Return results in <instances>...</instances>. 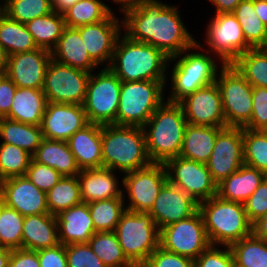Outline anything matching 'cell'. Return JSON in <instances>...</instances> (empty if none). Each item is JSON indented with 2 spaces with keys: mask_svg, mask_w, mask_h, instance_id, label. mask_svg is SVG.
Instances as JSON below:
<instances>
[{
  "mask_svg": "<svg viewBox=\"0 0 267 267\" xmlns=\"http://www.w3.org/2000/svg\"><path fill=\"white\" fill-rule=\"evenodd\" d=\"M162 0H138L123 7V30L131 40L161 50L167 57L180 55L197 40L181 18L179 6Z\"/></svg>",
  "mask_w": 267,
  "mask_h": 267,
  "instance_id": "6da1fadb",
  "label": "cell"
},
{
  "mask_svg": "<svg viewBox=\"0 0 267 267\" xmlns=\"http://www.w3.org/2000/svg\"><path fill=\"white\" fill-rule=\"evenodd\" d=\"M197 41L180 55L173 56L169 59L167 72H170L165 87L170 89L169 95L165 97L166 101L179 103L186 96L196 90L210 85L216 81L218 71L223 67V63L216 59L215 55L205 50L201 42ZM200 50V51H199ZM219 63H218V62ZM171 62H175L170 70ZM221 65V66H218ZM171 84H169V80Z\"/></svg>",
  "mask_w": 267,
  "mask_h": 267,
  "instance_id": "7a4b0ae2",
  "label": "cell"
},
{
  "mask_svg": "<svg viewBox=\"0 0 267 267\" xmlns=\"http://www.w3.org/2000/svg\"><path fill=\"white\" fill-rule=\"evenodd\" d=\"M169 59L154 46L131 40L123 33L116 42L109 68L123 82L167 81Z\"/></svg>",
  "mask_w": 267,
  "mask_h": 267,
  "instance_id": "3957f363",
  "label": "cell"
},
{
  "mask_svg": "<svg viewBox=\"0 0 267 267\" xmlns=\"http://www.w3.org/2000/svg\"><path fill=\"white\" fill-rule=\"evenodd\" d=\"M187 121L179 103L164 101L142 127L152 163H165L180 155Z\"/></svg>",
  "mask_w": 267,
  "mask_h": 267,
  "instance_id": "277c9868",
  "label": "cell"
},
{
  "mask_svg": "<svg viewBox=\"0 0 267 267\" xmlns=\"http://www.w3.org/2000/svg\"><path fill=\"white\" fill-rule=\"evenodd\" d=\"M103 168L120 174L150 165L142 127L101 125Z\"/></svg>",
  "mask_w": 267,
  "mask_h": 267,
  "instance_id": "5b68a950",
  "label": "cell"
},
{
  "mask_svg": "<svg viewBox=\"0 0 267 267\" xmlns=\"http://www.w3.org/2000/svg\"><path fill=\"white\" fill-rule=\"evenodd\" d=\"M205 230L212 245L230 246L252 233L244 204L214 196L198 203Z\"/></svg>",
  "mask_w": 267,
  "mask_h": 267,
  "instance_id": "8992f818",
  "label": "cell"
},
{
  "mask_svg": "<svg viewBox=\"0 0 267 267\" xmlns=\"http://www.w3.org/2000/svg\"><path fill=\"white\" fill-rule=\"evenodd\" d=\"M165 85L166 81H122L116 125L143 127L166 100Z\"/></svg>",
  "mask_w": 267,
  "mask_h": 267,
  "instance_id": "52a82bcc",
  "label": "cell"
},
{
  "mask_svg": "<svg viewBox=\"0 0 267 267\" xmlns=\"http://www.w3.org/2000/svg\"><path fill=\"white\" fill-rule=\"evenodd\" d=\"M126 258L141 267L159 247L158 229L149 212L125 210L114 231Z\"/></svg>",
  "mask_w": 267,
  "mask_h": 267,
  "instance_id": "ba28073f",
  "label": "cell"
},
{
  "mask_svg": "<svg viewBox=\"0 0 267 267\" xmlns=\"http://www.w3.org/2000/svg\"><path fill=\"white\" fill-rule=\"evenodd\" d=\"M121 83L109 67L91 73L82 104L89 123L116 125Z\"/></svg>",
  "mask_w": 267,
  "mask_h": 267,
  "instance_id": "9c48e42d",
  "label": "cell"
},
{
  "mask_svg": "<svg viewBox=\"0 0 267 267\" xmlns=\"http://www.w3.org/2000/svg\"><path fill=\"white\" fill-rule=\"evenodd\" d=\"M219 88L226 126L244 127L252 117L253 87L232 65H223L218 71Z\"/></svg>",
  "mask_w": 267,
  "mask_h": 267,
  "instance_id": "30bf717a",
  "label": "cell"
},
{
  "mask_svg": "<svg viewBox=\"0 0 267 267\" xmlns=\"http://www.w3.org/2000/svg\"><path fill=\"white\" fill-rule=\"evenodd\" d=\"M122 176L120 182L123 188L125 187L123 199L127 202L125 209L133 212H149L160 189L167 182L163 163H151L144 168L124 173Z\"/></svg>",
  "mask_w": 267,
  "mask_h": 267,
  "instance_id": "8fae6325",
  "label": "cell"
},
{
  "mask_svg": "<svg viewBox=\"0 0 267 267\" xmlns=\"http://www.w3.org/2000/svg\"><path fill=\"white\" fill-rule=\"evenodd\" d=\"M211 245L198 210L192 216L160 229V247L192 260Z\"/></svg>",
  "mask_w": 267,
  "mask_h": 267,
  "instance_id": "7c38bea8",
  "label": "cell"
},
{
  "mask_svg": "<svg viewBox=\"0 0 267 267\" xmlns=\"http://www.w3.org/2000/svg\"><path fill=\"white\" fill-rule=\"evenodd\" d=\"M205 30L206 45L203 48L217 56L224 65L232 64L241 54L251 49L245 41L237 18L232 13L215 14Z\"/></svg>",
  "mask_w": 267,
  "mask_h": 267,
  "instance_id": "4fadbf2b",
  "label": "cell"
},
{
  "mask_svg": "<svg viewBox=\"0 0 267 267\" xmlns=\"http://www.w3.org/2000/svg\"><path fill=\"white\" fill-rule=\"evenodd\" d=\"M91 73L51 59L44 78L47 102L82 105Z\"/></svg>",
  "mask_w": 267,
  "mask_h": 267,
  "instance_id": "5bb4252c",
  "label": "cell"
},
{
  "mask_svg": "<svg viewBox=\"0 0 267 267\" xmlns=\"http://www.w3.org/2000/svg\"><path fill=\"white\" fill-rule=\"evenodd\" d=\"M164 166L167 181L183 190L197 203L217 195V184L205 163L177 156L167 160Z\"/></svg>",
  "mask_w": 267,
  "mask_h": 267,
  "instance_id": "9a60e30c",
  "label": "cell"
},
{
  "mask_svg": "<svg viewBox=\"0 0 267 267\" xmlns=\"http://www.w3.org/2000/svg\"><path fill=\"white\" fill-rule=\"evenodd\" d=\"M244 164L243 127H223L217 134L206 163L212 179L219 184Z\"/></svg>",
  "mask_w": 267,
  "mask_h": 267,
  "instance_id": "2e32d148",
  "label": "cell"
},
{
  "mask_svg": "<svg viewBox=\"0 0 267 267\" xmlns=\"http://www.w3.org/2000/svg\"><path fill=\"white\" fill-rule=\"evenodd\" d=\"M122 28V17L120 20L113 11L105 20L94 24L82 25L76 29L80 32L90 58L99 67H109L116 42L122 34Z\"/></svg>",
  "mask_w": 267,
  "mask_h": 267,
  "instance_id": "e0dca14e",
  "label": "cell"
},
{
  "mask_svg": "<svg viewBox=\"0 0 267 267\" xmlns=\"http://www.w3.org/2000/svg\"><path fill=\"white\" fill-rule=\"evenodd\" d=\"M179 104L188 124L227 127L221 94L216 82L196 90Z\"/></svg>",
  "mask_w": 267,
  "mask_h": 267,
  "instance_id": "ac0fdd59",
  "label": "cell"
},
{
  "mask_svg": "<svg viewBox=\"0 0 267 267\" xmlns=\"http://www.w3.org/2000/svg\"><path fill=\"white\" fill-rule=\"evenodd\" d=\"M0 201L22 216L49 213L46 193L26 176L10 177L0 181Z\"/></svg>",
  "mask_w": 267,
  "mask_h": 267,
  "instance_id": "d6986e66",
  "label": "cell"
},
{
  "mask_svg": "<svg viewBox=\"0 0 267 267\" xmlns=\"http://www.w3.org/2000/svg\"><path fill=\"white\" fill-rule=\"evenodd\" d=\"M88 123L83 105L47 102L41 130L44 138L67 141Z\"/></svg>",
  "mask_w": 267,
  "mask_h": 267,
  "instance_id": "ffe728a7",
  "label": "cell"
},
{
  "mask_svg": "<svg viewBox=\"0 0 267 267\" xmlns=\"http://www.w3.org/2000/svg\"><path fill=\"white\" fill-rule=\"evenodd\" d=\"M51 59V52L41 48L9 55L5 74L17 87L42 89Z\"/></svg>",
  "mask_w": 267,
  "mask_h": 267,
  "instance_id": "44dd1931",
  "label": "cell"
},
{
  "mask_svg": "<svg viewBox=\"0 0 267 267\" xmlns=\"http://www.w3.org/2000/svg\"><path fill=\"white\" fill-rule=\"evenodd\" d=\"M198 210V203L180 188L168 181L160 189L149 211L158 229L192 216Z\"/></svg>",
  "mask_w": 267,
  "mask_h": 267,
  "instance_id": "7402d4cb",
  "label": "cell"
},
{
  "mask_svg": "<svg viewBox=\"0 0 267 267\" xmlns=\"http://www.w3.org/2000/svg\"><path fill=\"white\" fill-rule=\"evenodd\" d=\"M116 171L108 168L81 170L77 175L81 201L90 203L112 198H123V187ZM120 186V187H119Z\"/></svg>",
  "mask_w": 267,
  "mask_h": 267,
  "instance_id": "603a6c76",
  "label": "cell"
},
{
  "mask_svg": "<svg viewBox=\"0 0 267 267\" xmlns=\"http://www.w3.org/2000/svg\"><path fill=\"white\" fill-rule=\"evenodd\" d=\"M67 143L80 170L103 168L100 124L88 123Z\"/></svg>",
  "mask_w": 267,
  "mask_h": 267,
  "instance_id": "cb8c5ba5",
  "label": "cell"
},
{
  "mask_svg": "<svg viewBox=\"0 0 267 267\" xmlns=\"http://www.w3.org/2000/svg\"><path fill=\"white\" fill-rule=\"evenodd\" d=\"M58 239L63 245L88 243L96 233L88 204L81 202L56 215Z\"/></svg>",
  "mask_w": 267,
  "mask_h": 267,
  "instance_id": "d4e9b609",
  "label": "cell"
},
{
  "mask_svg": "<svg viewBox=\"0 0 267 267\" xmlns=\"http://www.w3.org/2000/svg\"><path fill=\"white\" fill-rule=\"evenodd\" d=\"M60 244L56 216L50 213L24 216L21 248L40 250Z\"/></svg>",
  "mask_w": 267,
  "mask_h": 267,
  "instance_id": "484cf974",
  "label": "cell"
},
{
  "mask_svg": "<svg viewBox=\"0 0 267 267\" xmlns=\"http://www.w3.org/2000/svg\"><path fill=\"white\" fill-rule=\"evenodd\" d=\"M51 58L58 63L85 70L98 71V65L90 58L76 28L65 27L58 43L51 51Z\"/></svg>",
  "mask_w": 267,
  "mask_h": 267,
  "instance_id": "4316f807",
  "label": "cell"
},
{
  "mask_svg": "<svg viewBox=\"0 0 267 267\" xmlns=\"http://www.w3.org/2000/svg\"><path fill=\"white\" fill-rule=\"evenodd\" d=\"M265 177L263 172L243 164L236 172L217 184V196L244 204Z\"/></svg>",
  "mask_w": 267,
  "mask_h": 267,
  "instance_id": "83f0119b",
  "label": "cell"
},
{
  "mask_svg": "<svg viewBox=\"0 0 267 267\" xmlns=\"http://www.w3.org/2000/svg\"><path fill=\"white\" fill-rule=\"evenodd\" d=\"M46 104L47 99L42 89L17 87L6 118L41 126Z\"/></svg>",
  "mask_w": 267,
  "mask_h": 267,
  "instance_id": "f1b7e54d",
  "label": "cell"
},
{
  "mask_svg": "<svg viewBox=\"0 0 267 267\" xmlns=\"http://www.w3.org/2000/svg\"><path fill=\"white\" fill-rule=\"evenodd\" d=\"M32 159L54 168L62 176H77L81 171L67 141L43 138Z\"/></svg>",
  "mask_w": 267,
  "mask_h": 267,
  "instance_id": "f546056e",
  "label": "cell"
},
{
  "mask_svg": "<svg viewBox=\"0 0 267 267\" xmlns=\"http://www.w3.org/2000/svg\"><path fill=\"white\" fill-rule=\"evenodd\" d=\"M222 128L187 124L179 156L206 164Z\"/></svg>",
  "mask_w": 267,
  "mask_h": 267,
  "instance_id": "4dcf8cb0",
  "label": "cell"
},
{
  "mask_svg": "<svg viewBox=\"0 0 267 267\" xmlns=\"http://www.w3.org/2000/svg\"><path fill=\"white\" fill-rule=\"evenodd\" d=\"M41 126L0 119V142L20 147L33 155L43 140Z\"/></svg>",
  "mask_w": 267,
  "mask_h": 267,
  "instance_id": "1f68e13d",
  "label": "cell"
},
{
  "mask_svg": "<svg viewBox=\"0 0 267 267\" xmlns=\"http://www.w3.org/2000/svg\"><path fill=\"white\" fill-rule=\"evenodd\" d=\"M0 45L8 56L38 48L26 25L9 18L3 12H0Z\"/></svg>",
  "mask_w": 267,
  "mask_h": 267,
  "instance_id": "d6a6232c",
  "label": "cell"
},
{
  "mask_svg": "<svg viewBox=\"0 0 267 267\" xmlns=\"http://www.w3.org/2000/svg\"><path fill=\"white\" fill-rule=\"evenodd\" d=\"M25 25L32 34L37 47L50 52L55 48L66 27L64 16L53 11L31 20Z\"/></svg>",
  "mask_w": 267,
  "mask_h": 267,
  "instance_id": "836d02e7",
  "label": "cell"
},
{
  "mask_svg": "<svg viewBox=\"0 0 267 267\" xmlns=\"http://www.w3.org/2000/svg\"><path fill=\"white\" fill-rule=\"evenodd\" d=\"M232 14L237 18L251 48H267V26L254 10V0H242Z\"/></svg>",
  "mask_w": 267,
  "mask_h": 267,
  "instance_id": "e575fe53",
  "label": "cell"
},
{
  "mask_svg": "<svg viewBox=\"0 0 267 267\" xmlns=\"http://www.w3.org/2000/svg\"><path fill=\"white\" fill-rule=\"evenodd\" d=\"M232 65L252 87L267 88V48H251Z\"/></svg>",
  "mask_w": 267,
  "mask_h": 267,
  "instance_id": "d590c367",
  "label": "cell"
},
{
  "mask_svg": "<svg viewBox=\"0 0 267 267\" xmlns=\"http://www.w3.org/2000/svg\"><path fill=\"white\" fill-rule=\"evenodd\" d=\"M101 0H79L64 14L65 26L77 28L105 20L113 8Z\"/></svg>",
  "mask_w": 267,
  "mask_h": 267,
  "instance_id": "8d00e7d4",
  "label": "cell"
},
{
  "mask_svg": "<svg viewBox=\"0 0 267 267\" xmlns=\"http://www.w3.org/2000/svg\"><path fill=\"white\" fill-rule=\"evenodd\" d=\"M229 247L235 267H267V242L253 233Z\"/></svg>",
  "mask_w": 267,
  "mask_h": 267,
  "instance_id": "74e56055",
  "label": "cell"
},
{
  "mask_svg": "<svg viewBox=\"0 0 267 267\" xmlns=\"http://www.w3.org/2000/svg\"><path fill=\"white\" fill-rule=\"evenodd\" d=\"M49 213L58 215L61 211L81 203L80 184L77 176H63L47 193Z\"/></svg>",
  "mask_w": 267,
  "mask_h": 267,
  "instance_id": "f35d334b",
  "label": "cell"
},
{
  "mask_svg": "<svg viewBox=\"0 0 267 267\" xmlns=\"http://www.w3.org/2000/svg\"><path fill=\"white\" fill-rule=\"evenodd\" d=\"M88 244L107 267H135L126 258L114 231L96 232Z\"/></svg>",
  "mask_w": 267,
  "mask_h": 267,
  "instance_id": "ab89813d",
  "label": "cell"
},
{
  "mask_svg": "<svg viewBox=\"0 0 267 267\" xmlns=\"http://www.w3.org/2000/svg\"><path fill=\"white\" fill-rule=\"evenodd\" d=\"M96 232H113L125 209L123 198H112L88 203Z\"/></svg>",
  "mask_w": 267,
  "mask_h": 267,
  "instance_id": "60d3db41",
  "label": "cell"
},
{
  "mask_svg": "<svg viewBox=\"0 0 267 267\" xmlns=\"http://www.w3.org/2000/svg\"><path fill=\"white\" fill-rule=\"evenodd\" d=\"M24 216L0 201V247L19 249Z\"/></svg>",
  "mask_w": 267,
  "mask_h": 267,
  "instance_id": "b9f144b4",
  "label": "cell"
},
{
  "mask_svg": "<svg viewBox=\"0 0 267 267\" xmlns=\"http://www.w3.org/2000/svg\"><path fill=\"white\" fill-rule=\"evenodd\" d=\"M244 164L267 176V137L259 130L243 128Z\"/></svg>",
  "mask_w": 267,
  "mask_h": 267,
  "instance_id": "7bdbcfd3",
  "label": "cell"
},
{
  "mask_svg": "<svg viewBox=\"0 0 267 267\" xmlns=\"http://www.w3.org/2000/svg\"><path fill=\"white\" fill-rule=\"evenodd\" d=\"M32 155L12 144L0 143V181L25 176Z\"/></svg>",
  "mask_w": 267,
  "mask_h": 267,
  "instance_id": "ee69618b",
  "label": "cell"
},
{
  "mask_svg": "<svg viewBox=\"0 0 267 267\" xmlns=\"http://www.w3.org/2000/svg\"><path fill=\"white\" fill-rule=\"evenodd\" d=\"M50 12L51 0H4L3 13L23 24Z\"/></svg>",
  "mask_w": 267,
  "mask_h": 267,
  "instance_id": "f6af8a7d",
  "label": "cell"
},
{
  "mask_svg": "<svg viewBox=\"0 0 267 267\" xmlns=\"http://www.w3.org/2000/svg\"><path fill=\"white\" fill-rule=\"evenodd\" d=\"M65 246L68 267H107L92 251L88 243H74Z\"/></svg>",
  "mask_w": 267,
  "mask_h": 267,
  "instance_id": "bcb514c9",
  "label": "cell"
},
{
  "mask_svg": "<svg viewBox=\"0 0 267 267\" xmlns=\"http://www.w3.org/2000/svg\"><path fill=\"white\" fill-rule=\"evenodd\" d=\"M25 176L41 191L47 193L63 177L54 168L31 159Z\"/></svg>",
  "mask_w": 267,
  "mask_h": 267,
  "instance_id": "7dc6e473",
  "label": "cell"
},
{
  "mask_svg": "<svg viewBox=\"0 0 267 267\" xmlns=\"http://www.w3.org/2000/svg\"><path fill=\"white\" fill-rule=\"evenodd\" d=\"M194 267H235V261L229 246L211 245L194 260Z\"/></svg>",
  "mask_w": 267,
  "mask_h": 267,
  "instance_id": "c3c4849f",
  "label": "cell"
},
{
  "mask_svg": "<svg viewBox=\"0 0 267 267\" xmlns=\"http://www.w3.org/2000/svg\"><path fill=\"white\" fill-rule=\"evenodd\" d=\"M141 267H194V260L158 247Z\"/></svg>",
  "mask_w": 267,
  "mask_h": 267,
  "instance_id": "681fc988",
  "label": "cell"
},
{
  "mask_svg": "<svg viewBox=\"0 0 267 267\" xmlns=\"http://www.w3.org/2000/svg\"><path fill=\"white\" fill-rule=\"evenodd\" d=\"M252 102V117L243 128L259 130L267 123V88L253 87Z\"/></svg>",
  "mask_w": 267,
  "mask_h": 267,
  "instance_id": "f907efd6",
  "label": "cell"
},
{
  "mask_svg": "<svg viewBox=\"0 0 267 267\" xmlns=\"http://www.w3.org/2000/svg\"><path fill=\"white\" fill-rule=\"evenodd\" d=\"M248 220L253 223L267 211V176L244 203Z\"/></svg>",
  "mask_w": 267,
  "mask_h": 267,
  "instance_id": "816d5d0a",
  "label": "cell"
},
{
  "mask_svg": "<svg viewBox=\"0 0 267 267\" xmlns=\"http://www.w3.org/2000/svg\"><path fill=\"white\" fill-rule=\"evenodd\" d=\"M40 267H68L66 246L58 244L51 248L37 250Z\"/></svg>",
  "mask_w": 267,
  "mask_h": 267,
  "instance_id": "f5cc1de1",
  "label": "cell"
},
{
  "mask_svg": "<svg viewBox=\"0 0 267 267\" xmlns=\"http://www.w3.org/2000/svg\"><path fill=\"white\" fill-rule=\"evenodd\" d=\"M16 88L6 74H0V119L9 114Z\"/></svg>",
  "mask_w": 267,
  "mask_h": 267,
  "instance_id": "db71d44e",
  "label": "cell"
},
{
  "mask_svg": "<svg viewBox=\"0 0 267 267\" xmlns=\"http://www.w3.org/2000/svg\"><path fill=\"white\" fill-rule=\"evenodd\" d=\"M8 267H40L37 252L23 248L11 250Z\"/></svg>",
  "mask_w": 267,
  "mask_h": 267,
  "instance_id": "11a10c76",
  "label": "cell"
},
{
  "mask_svg": "<svg viewBox=\"0 0 267 267\" xmlns=\"http://www.w3.org/2000/svg\"><path fill=\"white\" fill-rule=\"evenodd\" d=\"M242 0H209L211 5L215 7V14L232 13Z\"/></svg>",
  "mask_w": 267,
  "mask_h": 267,
  "instance_id": "9f6ffc18",
  "label": "cell"
},
{
  "mask_svg": "<svg viewBox=\"0 0 267 267\" xmlns=\"http://www.w3.org/2000/svg\"><path fill=\"white\" fill-rule=\"evenodd\" d=\"M252 233L267 242V211L252 223Z\"/></svg>",
  "mask_w": 267,
  "mask_h": 267,
  "instance_id": "6f0895ef",
  "label": "cell"
},
{
  "mask_svg": "<svg viewBox=\"0 0 267 267\" xmlns=\"http://www.w3.org/2000/svg\"><path fill=\"white\" fill-rule=\"evenodd\" d=\"M79 0H51V9L58 14H64Z\"/></svg>",
  "mask_w": 267,
  "mask_h": 267,
  "instance_id": "680465c9",
  "label": "cell"
},
{
  "mask_svg": "<svg viewBox=\"0 0 267 267\" xmlns=\"http://www.w3.org/2000/svg\"><path fill=\"white\" fill-rule=\"evenodd\" d=\"M254 10L262 23L267 26V0H254Z\"/></svg>",
  "mask_w": 267,
  "mask_h": 267,
  "instance_id": "91938a15",
  "label": "cell"
},
{
  "mask_svg": "<svg viewBox=\"0 0 267 267\" xmlns=\"http://www.w3.org/2000/svg\"><path fill=\"white\" fill-rule=\"evenodd\" d=\"M11 249L0 247V267H8Z\"/></svg>",
  "mask_w": 267,
  "mask_h": 267,
  "instance_id": "94428289",
  "label": "cell"
},
{
  "mask_svg": "<svg viewBox=\"0 0 267 267\" xmlns=\"http://www.w3.org/2000/svg\"><path fill=\"white\" fill-rule=\"evenodd\" d=\"M8 55L0 45V74H5L7 69Z\"/></svg>",
  "mask_w": 267,
  "mask_h": 267,
  "instance_id": "6125c7cd",
  "label": "cell"
},
{
  "mask_svg": "<svg viewBox=\"0 0 267 267\" xmlns=\"http://www.w3.org/2000/svg\"><path fill=\"white\" fill-rule=\"evenodd\" d=\"M110 1V0H109ZM138 0H111V2H114V4L117 5V3L119 5V10L120 11L123 7L127 6V5H131V4H135Z\"/></svg>",
  "mask_w": 267,
  "mask_h": 267,
  "instance_id": "be15d7a7",
  "label": "cell"
},
{
  "mask_svg": "<svg viewBox=\"0 0 267 267\" xmlns=\"http://www.w3.org/2000/svg\"><path fill=\"white\" fill-rule=\"evenodd\" d=\"M259 131H260L264 136L267 137V123H266L265 125H263V126L259 129Z\"/></svg>",
  "mask_w": 267,
  "mask_h": 267,
  "instance_id": "e7e4bbea",
  "label": "cell"
},
{
  "mask_svg": "<svg viewBox=\"0 0 267 267\" xmlns=\"http://www.w3.org/2000/svg\"><path fill=\"white\" fill-rule=\"evenodd\" d=\"M0 12H3V7H4V0H0Z\"/></svg>",
  "mask_w": 267,
  "mask_h": 267,
  "instance_id": "03108f58",
  "label": "cell"
}]
</instances>
